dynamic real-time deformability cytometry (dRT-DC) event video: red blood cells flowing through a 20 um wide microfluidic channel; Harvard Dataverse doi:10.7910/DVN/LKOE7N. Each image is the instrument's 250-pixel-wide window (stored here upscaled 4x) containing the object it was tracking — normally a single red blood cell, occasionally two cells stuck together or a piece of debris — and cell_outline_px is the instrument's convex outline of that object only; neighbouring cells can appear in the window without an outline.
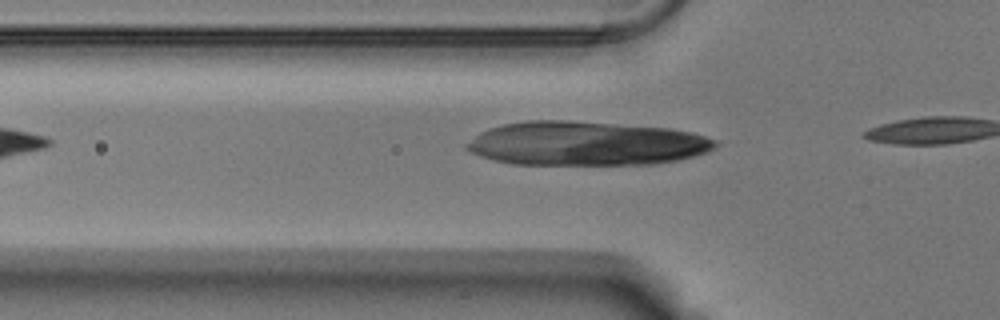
{"species": "Egyptian fruit bat (a non-hibernating species)", "species_latin": "Rousettus aegyptiacus", "temperature_condition": "warm", "stored_images_in_passage": 15, "camera_frame_rate_fps": 3000, "um_per_image_px": 0.085, "animal": {"sex": "male"}, "frame": {"image": 1, "passage_image": 9, "time_ms": 2.667, "image_size_px": [1000, 320], "cell_outline_px": [[708, 144], [704, 148], [692, 152], [676, 156], [624, 160], [568, 160], [576, 152], [592, 144], [636, 132], [668, 132]], "centroid_in_image_um": [54.35, 12.51], "position_along_channel_um": 71.4, "area_um2": 18.73}}
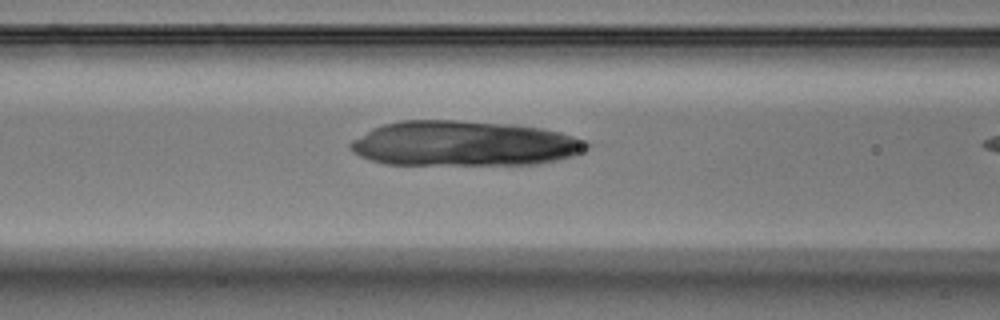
{"frame": {"image": 2, "passage_image": 13, "time_ms": 4.0, "image_size_px": [1000, 320], "cell_outline_px": [[576, 148], [568, 152], [548, 156], [524, 160], [452, 160], [448, 156], [496, 132], [528, 132], [576, 144]], "centroid_in_image_um": [43.61, 12.53], "position_along_channel_um": 123.0, "area_um2": 17.8}}